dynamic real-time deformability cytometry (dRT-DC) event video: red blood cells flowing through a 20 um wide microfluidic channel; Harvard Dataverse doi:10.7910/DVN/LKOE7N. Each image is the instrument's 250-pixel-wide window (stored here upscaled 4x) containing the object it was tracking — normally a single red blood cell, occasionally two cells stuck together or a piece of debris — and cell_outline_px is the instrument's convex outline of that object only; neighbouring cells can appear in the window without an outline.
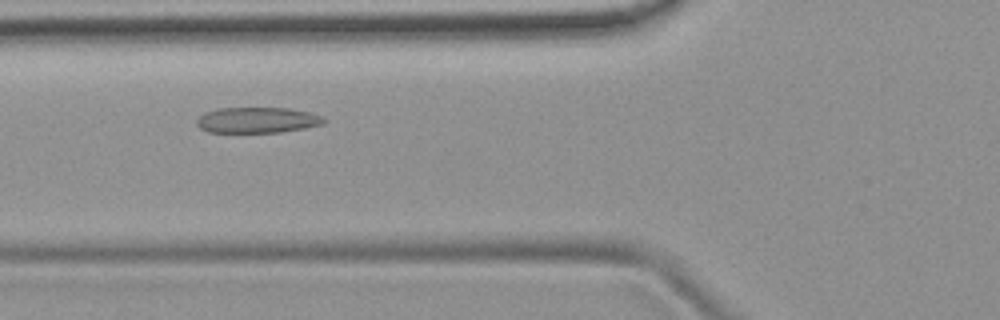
{"species": "common noctule bat (a hibernating species)", "species_latin": "Nyctalus noctula", "temperature_condition": "room temperature", "stored_images_in_passage": 35, "camera_frame_rate_fps": 3000, "um_per_image_px": 0.085, "animal": {"sex": "female", "body_mass_g": 19.9}, "frame": {"image": 1, "passage_image": 3, "time_ms": 0.667, "image_size_px": [1000, 320], "cell_outline_px": [[328, 120], [324, 124], [304, 128], [280, 132], [208, 132], [200, 128], [196, 124], [196, 120], [204, 112], [216, 108], [288, 108], [308, 112], [324, 116]], "centroid_in_image_um": [21.88, 10.2], "position_along_channel_um": 103.9, "area_um2": 19.19}}
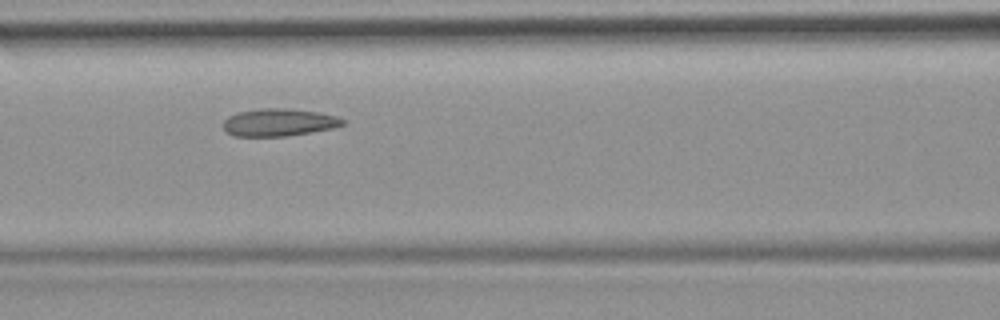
{"frame": {"image": 2, "passage_image": 6, "time_ms": 1.667, "image_size_px": [1000, 320], "cell_outline_px": [[348, 124], [332, 128], [312, 132], [288, 136], [232, 136], [224, 128], [224, 120], [228, 116], [236, 112], [256, 108], [288, 108], [320, 112], [336, 116], [344, 120]], "centroid_in_image_um": [23.72, 10.39], "position_along_channel_um": 142.9, "area_um2": 19.42}}
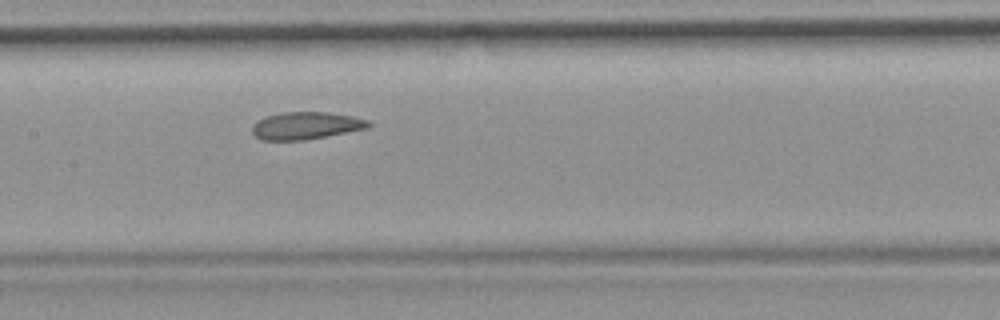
{"frame": {"image": 3, "passage_image": 9, "time_ms": 2.667, "image_size_px": [1000, 320], "cell_outline_px": [[372, 124], [368, 128], [304, 140], [260, 140], [252, 132], [252, 124], [256, 120], [264, 116], [280, 112], [328, 112], [352, 116], [368, 120]], "centroid_in_image_um": [25.96, 10.67], "position_along_channel_um": 181.4, "area_um2": 18.67}}